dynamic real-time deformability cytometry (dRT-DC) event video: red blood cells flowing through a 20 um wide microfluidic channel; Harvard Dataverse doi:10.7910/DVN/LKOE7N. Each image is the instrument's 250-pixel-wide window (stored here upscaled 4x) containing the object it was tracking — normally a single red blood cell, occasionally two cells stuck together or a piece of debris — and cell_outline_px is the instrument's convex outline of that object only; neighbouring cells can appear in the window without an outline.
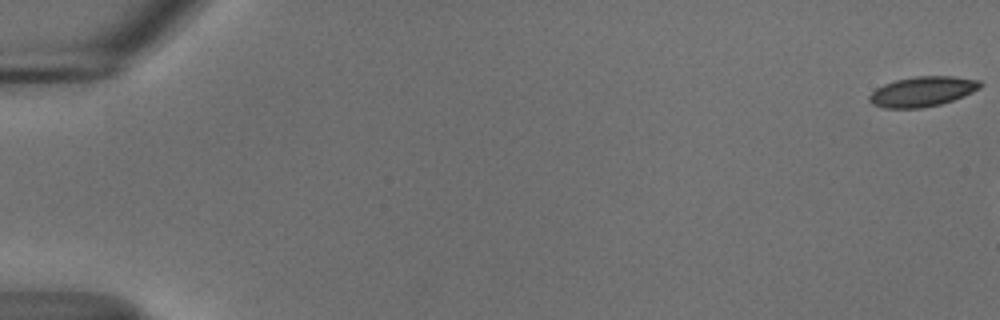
{"species": "common noctule bat (a hibernating species)", "species_latin": "Nyctalus noctula", "temperature_condition": "cold", "stored_images_in_passage": 7, "camera_frame_rate_fps": 3000, "um_per_image_px": 0.085, "animal": {"sex": "male", "body_mass_g": 18.8}, "frame": {"image": 1, "passage_image": 1, "time_ms": 0.0, "image_size_px": [1000, 320], "cell_outline_px": [[984, 84], [980, 88], [964, 96], [940, 104], [920, 108], [884, 108], [872, 104], [868, 100], [868, 96], [876, 88], [884, 84], [896, 80], [916, 76], [952, 76], [980, 80]], "centroid_in_image_um": [78.41, 7.78], "position_along_channel_um": 6.6, "area_um2": 19.42}}